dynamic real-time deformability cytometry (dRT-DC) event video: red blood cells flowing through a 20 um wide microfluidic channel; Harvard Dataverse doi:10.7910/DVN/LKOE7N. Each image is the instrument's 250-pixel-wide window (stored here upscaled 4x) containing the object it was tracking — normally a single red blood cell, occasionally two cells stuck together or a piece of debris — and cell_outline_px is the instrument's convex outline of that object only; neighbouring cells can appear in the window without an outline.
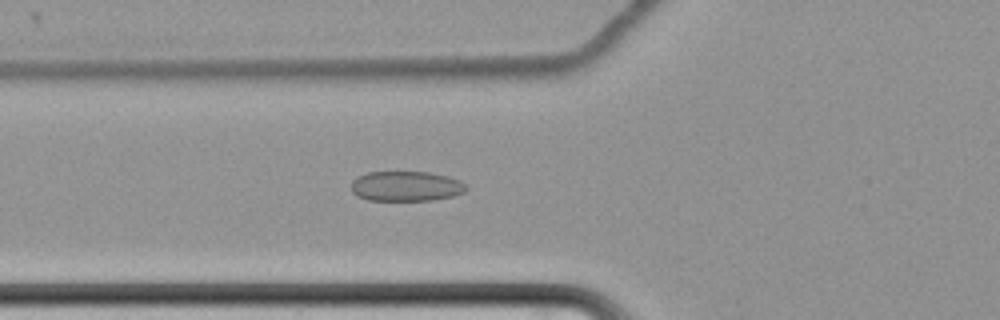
{"species": "common noctule bat (a hibernating species)", "species_latin": "Nyctalus noctula", "temperature_condition": "cold", "stored_images_in_passage": 55, "camera_frame_rate_fps": 3000, "um_per_image_px": 0.085, "animal": {"sex": "female", "body_mass_g": 22.7, "forearm_length_mm": 54.2}, "frame": {"image": 1, "passage_image": 18, "time_ms": 5.667, "image_size_px": [1000, 320], "cell_outline_px": [[468, 188], [464, 192], [452, 196], [432, 200], [368, 200], [356, 196], [352, 192], [352, 180], [368, 172], [428, 172], [448, 176], [460, 180]], "centroid_in_image_um": [34.52, 15.83], "position_along_channel_um": 91.3, "area_um2": 20.06}}
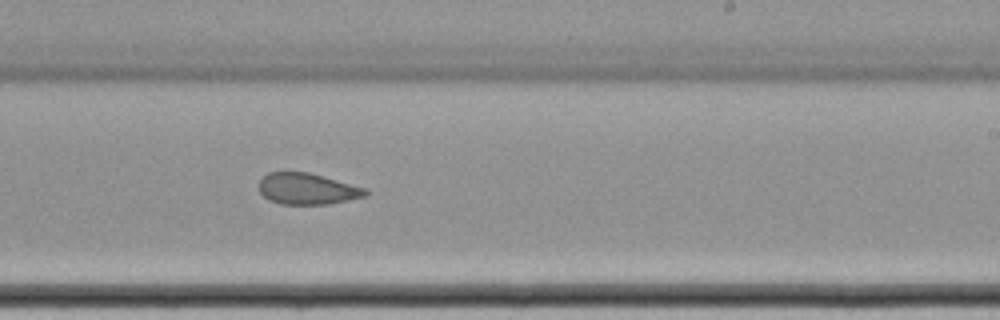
{"frame": {"image": 2, "passage_image": 33, "time_ms": 10.667, "image_size_px": [1000, 320], "cell_outline_px": [[368, 196], [328, 204], [280, 204], [268, 200], [260, 192], [260, 180], [268, 172], [308, 172], [364, 188], [368, 192]], "centroid_in_image_um": [26.1, 16.06], "position_along_channel_um": 262.9, "area_um2": 19.19}}
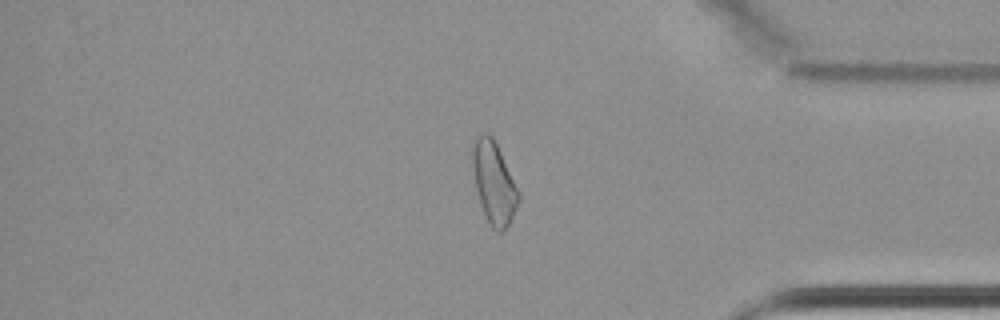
{"frame": {"image": 3, "passage_image": 46, "time_ms": 15.0, "image_size_px": [1000, 320], "cell_outline_px": [[520, 200], [504, 232], [500, 232], [492, 228], [484, 212], [476, 188], [472, 164], [472, 140], [480, 132], [488, 132], [492, 136], [520, 192]], "centroid_in_image_um": [41.97, 15.48], "position_along_channel_um": 393.2, "area_um2": 21.79}, "authors_computed_cell_mechanics": {"area_um2": 21.7906, "velocity_mm_per_s": 3.4401, "shape_relaxation_time_tau1_ms": null, "shape_relaxation_time_tau2_ms": 2.3296, "deformation_change_tau1": null, "deformation_change_tau2": 0.0885}}